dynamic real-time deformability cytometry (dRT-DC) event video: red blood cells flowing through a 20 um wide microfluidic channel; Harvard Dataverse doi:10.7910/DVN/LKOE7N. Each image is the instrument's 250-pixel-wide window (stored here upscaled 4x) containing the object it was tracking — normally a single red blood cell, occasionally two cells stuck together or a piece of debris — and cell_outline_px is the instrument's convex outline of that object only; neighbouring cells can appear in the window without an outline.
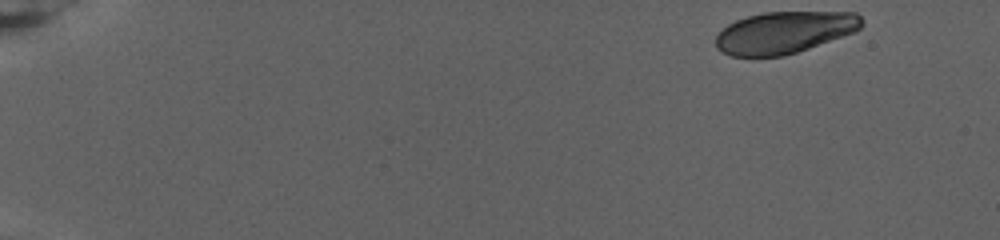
{"species": "human", "species_latin": "Homo sapiens", "temperature_condition": "warm", "stored_images_in_passage": 75, "camera_frame_rate_fps": 3000, "um_per_image_px": 0.085, "donor": {"sex": "female"}, "frame": {"image": 1, "passage_image": 1, "time_ms": 0.0, "image_size_px": [1000, 240], "cell_outline_px": [[864, 24], [860, 28], [852, 32], [808, 48], [796, 52], [780, 56], [732, 56], [716, 48], [716, 36], [728, 24], [736, 20], [748, 16], [764, 12], [856, 12], [864, 20]], "centroid_in_image_um": [66.67, 2.74], "position_along_channel_um": 18.3, "area_um2": 35.26}}
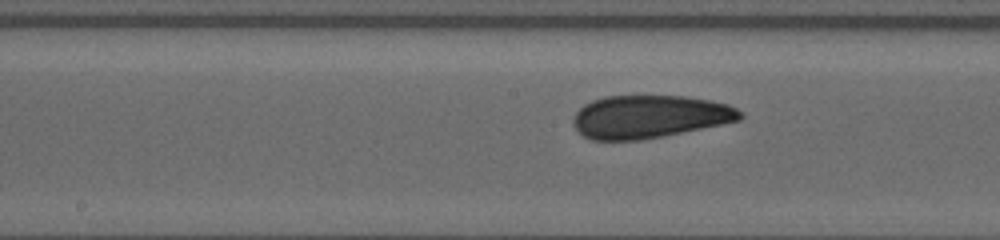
{"frame": {"image": 2, "passage_image": 39, "time_ms": 12.667, "image_size_px": [1000, 240], "cell_outline_px": [[744, 116], [740, 120], [664, 136], [640, 140], [592, 140], [584, 136], [572, 124], [572, 120], [576, 112], [584, 104], [592, 100], [604, 96], [684, 96], [708, 100], [728, 104], [736, 108]], "centroid_in_image_um": [55.18, 9.92], "position_along_channel_um": 193.0, "area_um2": 41.62}}
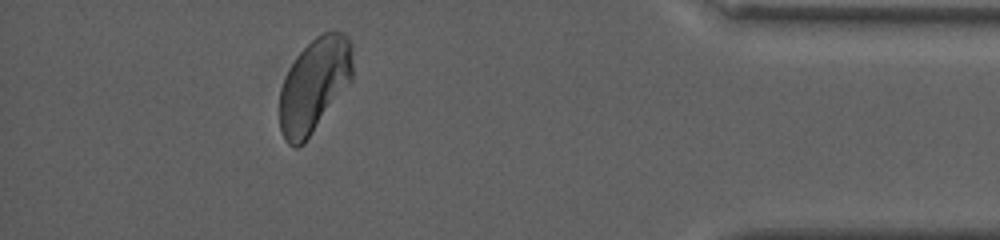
{"frame": {"image": 3, "passage_image": 68, "time_ms": 22.333, "image_size_px": [1000, 240], "cell_outline_px": [[352, 80], [304, 144], [296, 148], [288, 144], [284, 140], [280, 132], [280, 88], [288, 68], [296, 56], [316, 36], [324, 32], [344, 32], [352, 44]], "centroid_in_image_um": [26.7, 7.25], "position_along_channel_um": 408.5, "area_um2": 40.23}, "authors_computed_cell_mechanics": {"area_um2": 40.9802, "velocity_mm_per_s": 2.6108, "shape_relaxation_time_tau1_ms": 9.092, "shape_relaxation_time_tau2_ms": 2.18, "deformation_change_tau1": 0.1632, "deformation_change_tau2": 0.0546}}